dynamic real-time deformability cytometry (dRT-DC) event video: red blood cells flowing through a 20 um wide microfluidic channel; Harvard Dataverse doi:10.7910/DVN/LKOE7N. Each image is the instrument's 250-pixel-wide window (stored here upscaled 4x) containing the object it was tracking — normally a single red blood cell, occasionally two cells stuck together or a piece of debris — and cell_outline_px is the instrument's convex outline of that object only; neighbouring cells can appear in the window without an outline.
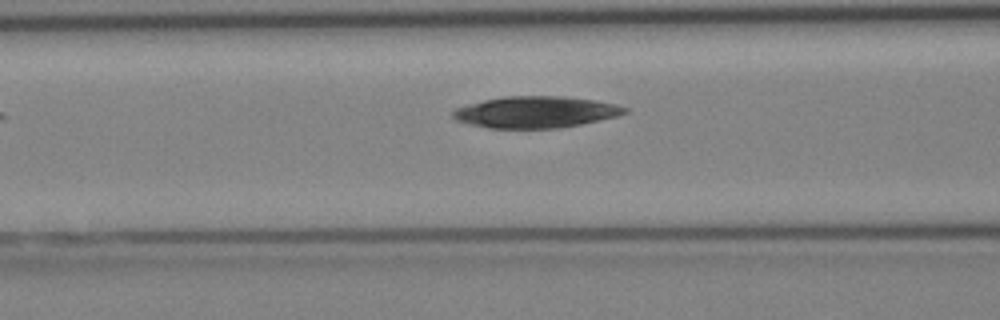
{"species": "Egyptian fruit bat (a non-hibernating species)", "species_latin": "Rousettus aegyptiacus", "temperature_condition": "cold", "stored_images_in_passage": 3, "camera_frame_rate_fps": 3000, "um_per_image_px": 0.085, "animal": {"sex": "female"}, "frame": {"image": 1, "passage_image": 3, "time_ms": 2.333, "image_size_px": [1000, 320], "cell_outline_px": [[628, 112], [616, 116], [580, 124], [556, 128], [488, 128], [456, 120], [452, 116], [452, 112], [456, 108], [468, 104], [484, 100], [504, 96], [564, 96], [592, 100], [616, 104], [628, 108]], "centroid_in_image_um": [45.52, 9.52], "position_along_channel_um": 121.1, "area_um2": 31.27}}